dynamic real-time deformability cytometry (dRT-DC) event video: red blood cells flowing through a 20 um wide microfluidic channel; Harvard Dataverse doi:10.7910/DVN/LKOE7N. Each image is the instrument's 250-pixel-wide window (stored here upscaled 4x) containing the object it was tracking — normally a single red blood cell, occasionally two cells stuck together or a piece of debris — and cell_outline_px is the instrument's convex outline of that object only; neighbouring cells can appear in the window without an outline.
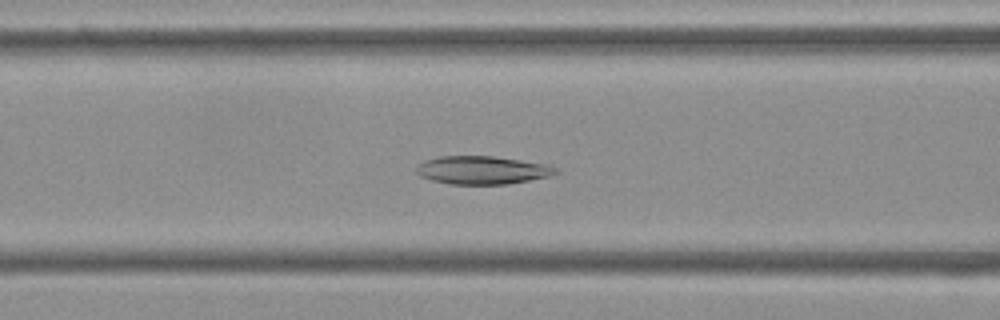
{"species": "Egyptian fruit bat (a non-hibernating species)", "species_latin": "Rousettus aegyptiacus", "temperature_condition": "cold", "stored_images_in_passage": 39, "camera_frame_rate_fps": 3000, "um_per_image_px": 0.085, "frame": {"image": 1, "passage_image": 6, "time_ms": 1.667, "image_size_px": [1000, 320], "cell_outline_px": [[560, 172], [552, 176], [508, 184], [448, 184], [432, 180], [420, 176], [416, 172], [416, 168], [420, 164], [428, 160], [440, 156], [492, 156], [548, 164], [556, 168]], "centroid_in_image_um": [41.04, 14.47], "position_along_channel_um": 125.6, "area_um2": 22.83}}
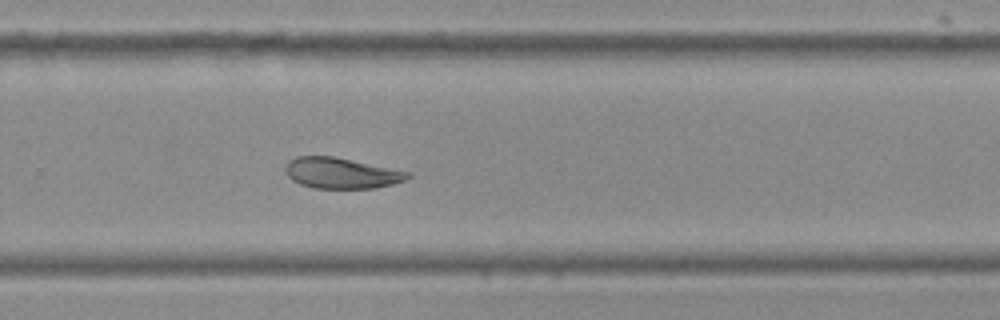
{"frame": {"image": 2, "passage_image": 20, "time_ms": 6.333, "image_size_px": [1000, 320], "cell_outline_px": [[412, 176], [404, 180], [392, 184], [376, 188], [312, 188], [300, 184], [292, 180], [288, 176], [284, 168], [288, 160], [296, 156], [332, 156], [412, 172]], "centroid_in_image_um": [29.0, 14.71], "position_along_channel_um": 300.8, "area_um2": 22.02}}
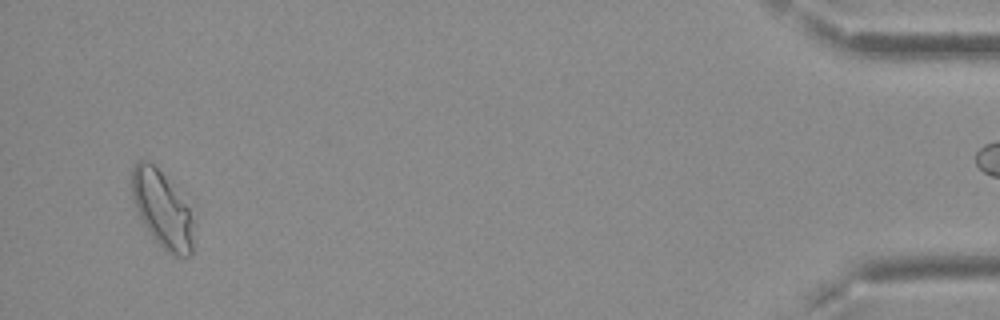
{"frame": {"image": 3, "passage_image": 36, "time_ms": 11.667, "image_size_px": [1000, 320], "cell_outline_px": [[196, 220], [192, 252], [188, 256], [172, 256], [164, 252], [152, 236], [144, 224], [136, 208], [132, 196], [132, 168], [140, 160], [144, 160], [152, 164], [164, 176], [188, 208]], "centroid_in_image_um": [13.82, 17.89], "position_along_channel_um": 421.4, "area_um2": 27.34}, "authors_computed_cell_mechanics": {"area_um2": 23.12, "velocity_mm_per_s": 3.756, "shape_relaxation_time_tau1_ms": 7.2429, "shape_relaxation_time_tau2_ms": null, "deformation_change_tau1": 0.1509, "deformation_change_tau2": null}}